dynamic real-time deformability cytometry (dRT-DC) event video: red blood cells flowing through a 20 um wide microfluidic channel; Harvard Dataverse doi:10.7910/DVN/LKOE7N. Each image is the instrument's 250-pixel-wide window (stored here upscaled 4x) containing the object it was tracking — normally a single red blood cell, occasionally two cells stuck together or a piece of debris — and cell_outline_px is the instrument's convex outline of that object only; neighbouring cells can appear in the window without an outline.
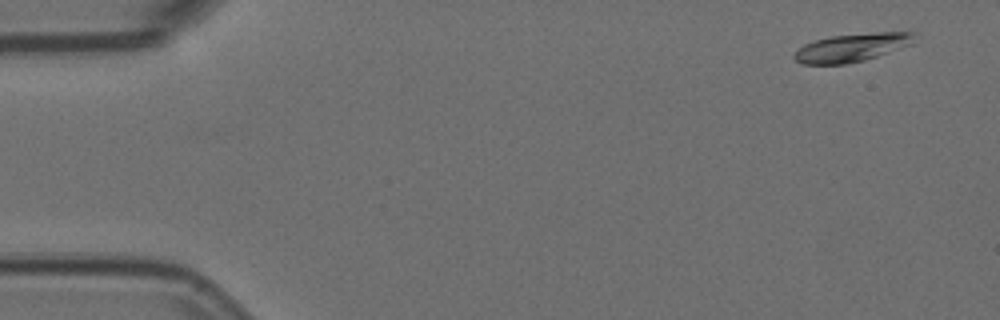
{"species": "Egyptian fruit bat (a non-hibernating species)", "species_latin": "Rousettus aegyptiacus", "temperature_condition": "room temperature", "stored_images_in_passage": 7, "segment_of_instrument_passage": [1, 2], "camera_frame_rate_fps": 3000, "um_per_image_px": 0.085, "animal": {"sex": "female"}, "frame": {"image": 1, "passage_image": 1, "time_ms": 0.0, "image_size_px": [1000, 320], "cell_outline_px": [[916, 32], [912, 44], [864, 60], [844, 64], [800, 64], [792, 56], [804, 44], [816, 40], [832, 36], [876, 32]], "centroid_in_image_um": [72.4, 4.04], "position_along_channel_um": 12.6, "area_um2": 19.48}}
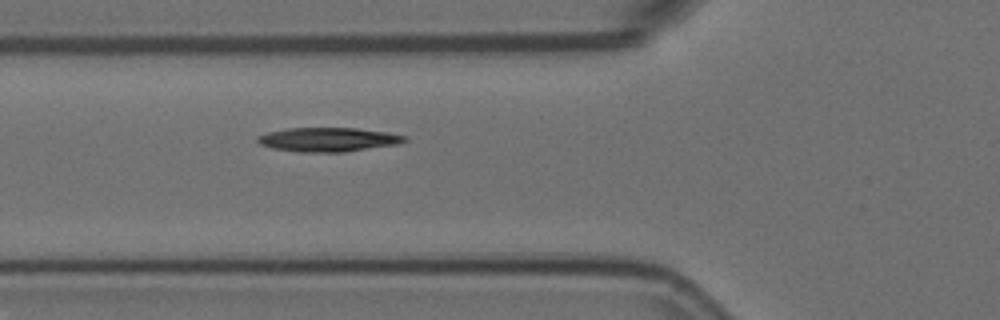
{"frame": {"image": 2, "passage_image": 6, "time_ms": 1.667, "image_size_px": [1000, 320], "cell_outline_px": [[408, 140], [396, 144], [344, 152], [300, 152], [272, 148], [260, 144], [256, 140], [256, 136], [268, 132], [288, 128], [356, 128], [388, 132], [408, 136]], "centroid_in_image_um": [27.89, 11.86], "position_along_channel_um": 97.9, "area_um2": 20.63}}